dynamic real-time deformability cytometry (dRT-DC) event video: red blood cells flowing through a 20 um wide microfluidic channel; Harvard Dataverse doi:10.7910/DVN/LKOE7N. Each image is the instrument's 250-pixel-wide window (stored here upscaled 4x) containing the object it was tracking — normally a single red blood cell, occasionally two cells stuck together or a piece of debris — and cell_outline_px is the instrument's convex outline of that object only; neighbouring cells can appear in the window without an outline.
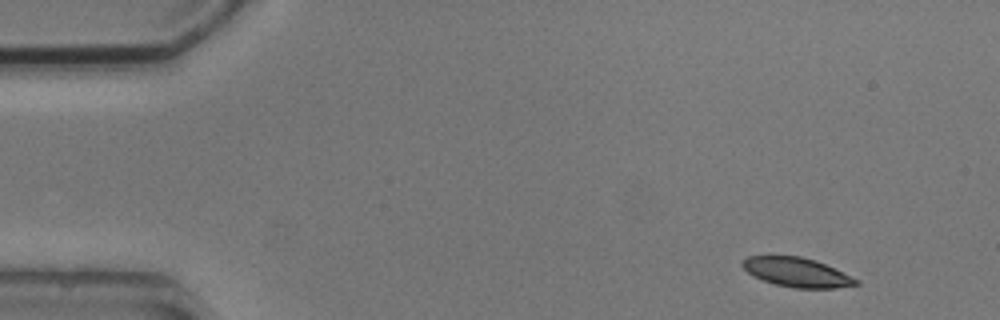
{"species": "common noctule bat (a hibernating species)", "species_latin": "Nyctalus noctula", "temperature_condition": "cold", "stored_images_in_passage": 4, "camera_frame_rate_fps": 3000, "um_per_image_px": 0.085, "animal": {"sex": "male", "body_mass_g": 20.5, "forearm_length_mm": 52.5}, "frame": {"image": 1, "passage_image": 1, "time_ms": 0.0, "image_size_px": [1000, 320], "cell_outline_px": [[860, 284], [836, 288], [796, 288], [776, 284], [764, 280], [748, 272], [740, 264], [740, 260], [748, 256], [800, 256], [816, 260], [860, 280]], "centroid_in_image_um": [67.74, 23.14], "position_along_channel_um": 17.3, "area_um2": 19.25}}